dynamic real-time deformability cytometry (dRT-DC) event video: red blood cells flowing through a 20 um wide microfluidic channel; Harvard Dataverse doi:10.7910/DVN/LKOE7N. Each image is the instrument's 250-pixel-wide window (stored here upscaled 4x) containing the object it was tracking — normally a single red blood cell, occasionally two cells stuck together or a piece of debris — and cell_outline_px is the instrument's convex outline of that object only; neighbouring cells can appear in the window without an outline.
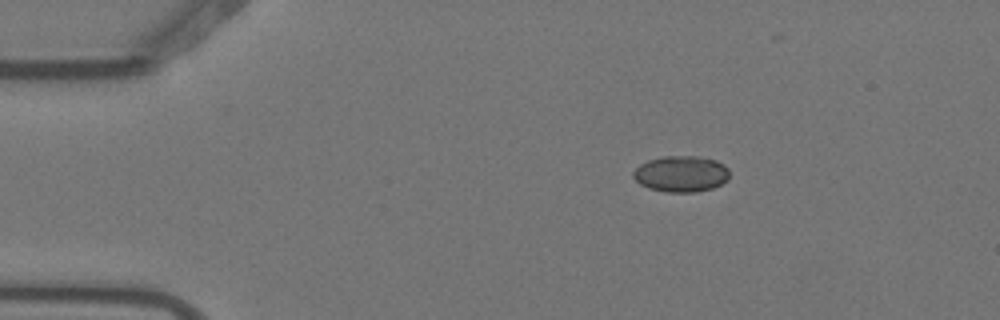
{"species": "Egyptian fruit bat (a non-hibernating species)", "species_latin": "Rousettus aegyptiacus", "temperature_condition": "warm", "stored_images_in_passage": 7, "camera_frame_rate_fps": 3000, "um_per_image_px": 0.085, "animal": {"sex": "female"}, "frame": {"image": 1, "passage_image": 1, "time_ms": 0.0, "image_size_px": [1000, 320], "cell_outline_px": [[728, 180], [712, 188], [696, 192], [664, 192], [648, 188], [640, 184], [632, 176], [632, 172], [640, 164], [648, 160], [664, 156], [700, 156], [716, 160], [724, 164], [728, 168]], "centroid_in_image_um": [57.89, 14.77], "position_along_channel_um": 27.1, "area_um2": 20.4}}
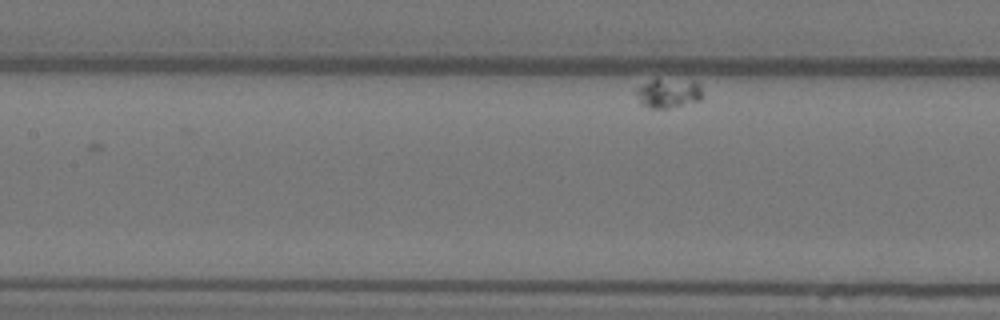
{"frame": {"image": 2, "passage_image": 7, "time_ms": 2.0, "image_size_px": [1000, 320], "cell_outline_px": [[704, 96], [700, 100], [668, 108], [648, 108], [640, 100], [636, 92], [636, 88], [652, 80], [696, 80], [700, 84]], "centroid_in_image_um": [56.89, 7.91], "position_along_channel_um": 150.5, "area_um2": 11.16}}